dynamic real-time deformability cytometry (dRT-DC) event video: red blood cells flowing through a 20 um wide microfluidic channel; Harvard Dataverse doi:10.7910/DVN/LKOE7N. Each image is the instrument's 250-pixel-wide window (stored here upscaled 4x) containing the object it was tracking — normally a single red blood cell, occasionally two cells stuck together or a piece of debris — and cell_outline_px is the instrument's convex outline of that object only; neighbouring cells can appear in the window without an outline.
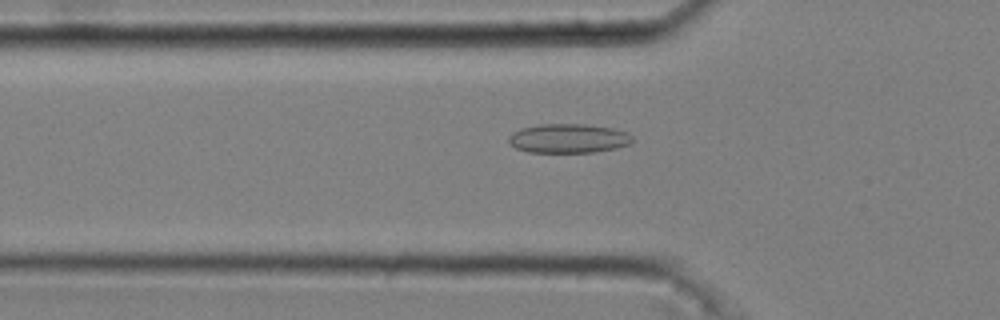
{"species": "common noctule bat (a hibernating species)", "species_latin": "Nyctalus noctula", "temperature_condition": "cold", "stored_images_in_passage": 31, "camera_frame_rate_fps": 3000, "um_per_image_px": 0.085, "animal": {"sex": "male", "body_mass_g": 20.4}, "frame": {"image": 1, "passage_image": 4, "time_ms": 1.0, "image_size_px": [1000, 320], "cell_outline_px": [[632, 140], [628, 144], [616, 148], [596, 152], [528, 152], [516, 148], [508, 144], [508, 136], [512, 132], [520, 128], [540, 124], [584, 124], [612, 128], [628, 132], [632, 136]], "centroid_in_image_um": [48.27, 11.76], "position_along_channel_um": 77.5, "area_um2": 21.15}}
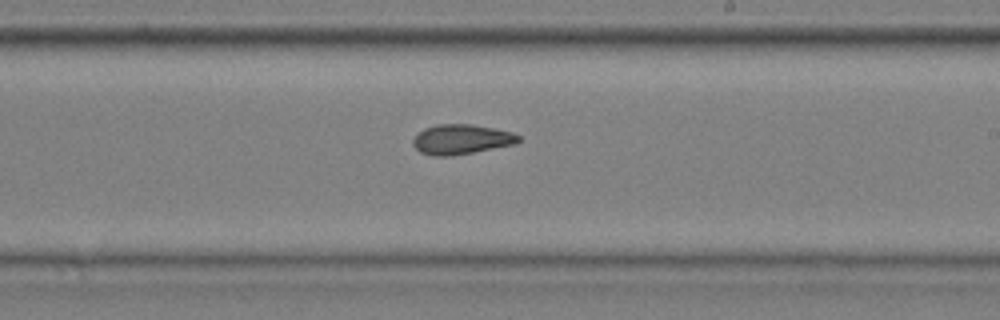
{"frame": {"image": 2, "passage_image": 18, "time_ms": 5.667, "image_size_px": [1000, 320], "cell_outline_px": [[520, 140], [516, 144], [452, 156], [432, 156], [420, 152], [412, 144], [412, 140], [424, 128], [436, 124], [472, 124], [512, 132], [520, 136]], "centroid_in_image_um": [39.21, 11.85], "position_along_channel_um": 249.8, "area_um2": 18.38}}
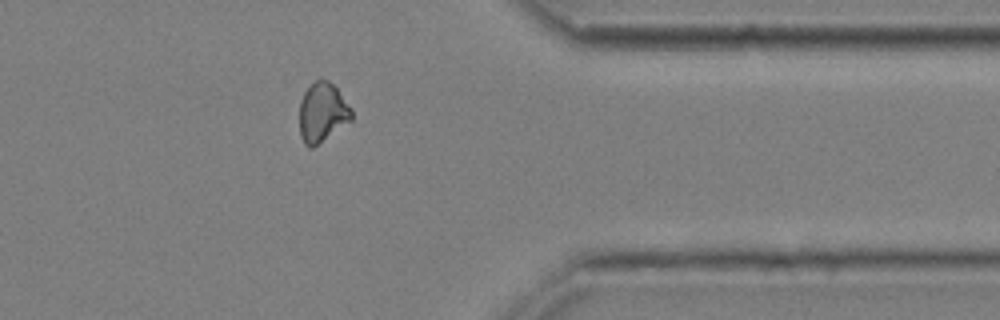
{"frame": {"image": 3, "passage_image": 30, "time_ms": 9.667, "image_size_px": [1000, 320], "cell_outline_px": [[352, 120], [312, 148], [308, 148], [304, 144], [300, 136], [300, 100], [308, 84], [320, 76], [328, 80], [336, 88], [352, 108]], "centroid_in_image_um": [27.38, 9.52], "position_along_channel_um": 384.0, "area_um2": 18.32}}